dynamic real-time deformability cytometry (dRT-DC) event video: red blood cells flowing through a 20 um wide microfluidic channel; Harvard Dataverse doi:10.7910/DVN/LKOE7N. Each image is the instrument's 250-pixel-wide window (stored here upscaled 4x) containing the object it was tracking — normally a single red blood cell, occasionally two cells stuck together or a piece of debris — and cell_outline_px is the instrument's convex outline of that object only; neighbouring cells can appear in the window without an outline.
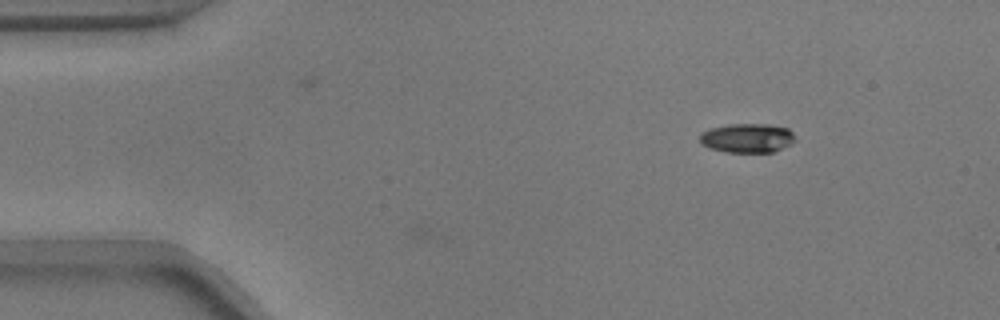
{"species": "common noctule bat (a hibernating species)", "species_latin": "Nyctalus noctula", "temperature_condition": "warm", "stored_images_in_passage": 4, "camera_frame_rate_fps": 3000, "um_per_image_px": 0.085, "animal": {"sex": "male", "body_mass_g": 17.9}, "frame": {"image": 1, "passage_image": 1, "time_ms": 0.0, "image_size_px": [1000, 320], "cell_outline_px": [[796, 140], [792, 144], [772, 152], [728, 152], [708, 148], [700, 144], [700, 132], [712, 128], [732, 124], [768, 124], [788, 128], [796, 136]], "centroid_in_image_um": [63.53, 11.73], "position_along_channel_um": 21.5, "area_um2": 16.36}}